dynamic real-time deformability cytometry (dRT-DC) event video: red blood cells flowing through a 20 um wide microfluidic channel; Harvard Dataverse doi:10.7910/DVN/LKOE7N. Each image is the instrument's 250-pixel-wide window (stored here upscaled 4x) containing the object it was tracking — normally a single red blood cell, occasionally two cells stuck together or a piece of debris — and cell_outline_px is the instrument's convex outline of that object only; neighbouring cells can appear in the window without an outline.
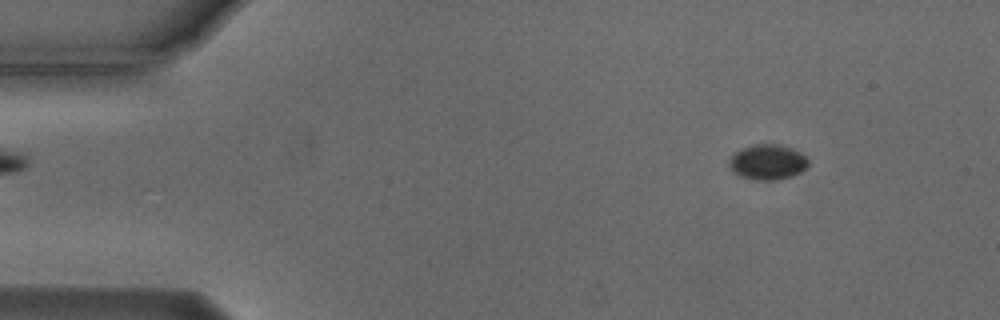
{"species": "Egyptian fruit bat (a non-hibernating species)", "species_latin": "Rousettus aegyptiacus", "temperature_condition": "cold", "stored_images_in_passage": 12, "camera_frame_rate_fps": 3000, "um_per_image_px": 0.085, "animal": {"sex": "male"}, "frame": {"image": 1, "passage_image": 6, "time_ms": 1.667, "image_size_px": [1000, 320], "cell_outline_px": [[808, 164], [800, 172], [792, 176], [776, 180], [756, 180], [740, 176], [732, 172], [728, 164], [728, 160], [736, 152], [752, 144], [776, 144], [792, 148], [808, 156]], "centroid_in_image_um": [65.24, 13.78], "position_along_channel_um": 19.8, "area_um2": 16.3}}